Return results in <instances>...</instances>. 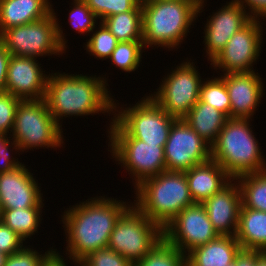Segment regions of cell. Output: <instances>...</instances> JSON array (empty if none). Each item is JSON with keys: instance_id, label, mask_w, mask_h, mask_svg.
<instances>
[{"instance_id": "277c9868", "label": "cell", "mask_w": 266, "mask_h": 266, "mask_svg": "<svg viewBox=\"0 0 266 266\" xmlns=\"http://www.w3.org/2000/svg\"><path fill=\"white\" fill-rule=\"evenodd\" d=\"M133 204L164 229L183 209L193 205L185 172L162 171L135 187Z\"/></svg>"}, {"instance_id": "30bf717a", "label": "cell", "mask_w": 266, "mask_h": 266, "mask_svg": "<svg viewBox=\"0 0 266 266\" xmlns=\"http://www.w3.org/2000/svg\"><path fill=\"white\" fill-rule=\"evenodd\" d=\"M141 99L125 109L114 100L113 120L130 137L146 142V144L165 147L171 126L176 118L167 114L150 96Z\"/></svg>"}, {"instance_id": "4fadbf2b", "label": "cell", "mask_w": 266, "mask_h": 266, "mask_svg": "<svg viewBox=\"0 0 266 266\" xmlns=\"http://www.w3.org/2000/svg\"><path fill=\"white\" fill-rule=\"evenodd\" d=\"M167 171L186 172L211 159V146L183 119H176L164 147Z\"/></svg>"}, {"instance_id": "7a4b0ae2", "label": "cell", "mask_w": 266, "mask_h": 266, "mask_svg": "<svg viewBox=\"0 0 266 266\" xmlns=\"http://www.w3.org/2000/svg\"><path fill=\"white\" fill-rule=\"evenodd\" d=\"M106 79L104 76H86L83 73H49L44 100L61 128L60 120L63 117L88 116L96 113H108L110 116L111 112L113 115L114 99L108 91Z\"/></svg>"}, {"instance_id": "ab89813d", "label": "cell", "mask_w": 266, "mask_h": 266, "mask_svg": "<svg viewBox=\"0 0 266 266\" xmlns=\"http://www.w3.org/2000/svg\"><path fill=\"white\" fill-rule=\"evenodd\" d=\"M11 54L0 41V93L6 91L7 70Z\"/></svg>"}, {"instance_id": "9a60e30c", "label": "cell", "mask_w": 266, "mask_h": 266, "mask_svg": "<svg viewBox=\"0 0 266 266\" xmlns=\"http://www.w3.org/2000/svg\"><path fill=\"white\" fill-rule=\"evenodd\" d=\"M216 11L207 19L203 32L204 50L210 62L218 56L230 38L252 19L248 11L235 0L226 2Z\"/></svg>"}, {"instance_id": "ffe728a7", "label": "cell", "mask_w": 266, "mask_h": 266, "mask_svg": "<svg viewBox=\"0 0 266 266\" xmlns=\"http://www.w3.org/2000/svg\"><path fill=\"white\" fill-rule=\"evenodd\" d=\"M185 175L191 198L195 203H203L232 179L220 164L211 159L192 167Z\"/></svg>"}, {"instance_id": "d590c367", "label": "cell", "mask_w": 266, "mask_h": 266, "mask_svg": "<svg viewBox=\"0 0 266 266\" xmlns=\"http://www.w3.org/2000/svg\"><path fill=\"white\" fill-rule=\"evenodd\" d=\"M51 250L52 248L42 255L37 250L24 246L15 253L8 255L4 266H40L41 261Z\"/></svg>"}, {"instance_id": "603a6c76", "label": "cell", "mask_w": 266, "mask_h": 266, "mask_svg": "<svg viewBox=\"0 0 266 266\" xmlns=\"http://www.w3.org/2000/svg\"><path fill=\"white\" fill-rule=\"evenodd\" d=\"M235 238L242 249L266 252V212L241 205Z\"/></svg>"}, {"instance_id": "f1b7e54d", "label": "cell", "mask_w": 266, "mask_h": 266, "mask_svg": "<svg viewBox=\"0 0 266 266\" xmlns=\"http://www.w3.org/2000/svg\"><path fill=\"white\" fill-rule=\"evenodd\" d=\"M199 100L231 118V103L225 82L217 76L201 83Z\"/></svg>"}, {"instance_id": "cb8c5ba5", "label": "cell", "mask_w": 266, "mask_h": 266, "mask_svg": "<svg viewBox=\"0 0 266 266\" xmlns=\"http://www.w3.org/2000/svg\"><path fill=\"white\" fill-rule=\"evenodd\" d=\"M229 118L211 105L198 101L183 120L212 146Z\"/></svg>"}, {"instance_id": "52a82bcc", "label": "cell", "mask_w": 266, "mask_h": 266, "mask_svg": "<svg viewBox=\"0 0 266 266\" xmlns=\"http://www.w3.org/2000/svg\"><path fill=\"white\" fill-rule=\"evenodd\" d=\"M62 130L44 99L20 100L15 112L11 139L19 145L20 152L39 147L52 150L54 147H63Z\"/></svg>"}, {"instance_id": "d6a6232c", "label": "cell", "mask_w": 266, "mask_h": 266, "mask_svg": "<svg viewBox=\"0 0 266 266\" xmlns=\"http://www.w3.org/2000/svg\"><path fill=\"white\" fill-rule=\"evenodd\" d=\"M73 7L69 11V21L73 30L78 33L84 34L96 29L98 17L90 10L87 4L83 0H73L71 4Z\"/></svg>"}, {"instance_id": "83f0119b", "label": "cell", "mask_w": 266, "mask_h": 266, "mask_svg": "<svg viewBox=\"0 0 266 266\" xmlns=\"http://www.w3.org/2000/svg\"><path fill=\"white\" fill-rule=\"evenodd\" d=\"M134 266H186V255L163 238Z\"/></svg>"}, {"instance_id": "3957f363", "label": "cell", "mask_w": 266, "mask_h": 266, "mask_svg": "<svg viewBox=\"0 0 266 266\" xmlns=\"http://www.w3.org/2000/svg\"><path fill=\"white\" fill-rule=\"evenodd\" d=\"M206 0H151L142 6L143 45L174 48L184 41ZM197 17V18H196ZM190 26V27H189ZM158 45V46H157Z\"/></svg>"}, {"instance_id": "4dcf8cb0", "label": "cell", "mask_w": 266, "mask_h": 266, "mask_svg": "<svg viewBox=\"0 0 266 266\" xmlns=\"http://www.w3.org/2000/svg\"><path fill=\"white\" fill-rule=\"evenodd\" d=\"M98 26L97 31L95 29L91 31V38L86 42L85 49L91 56L103 61L110 57L119 41L102 22L99 21Z\"/></svg>"}, {"instance_id": "484cf974", "label": "cell", "mask_w": 266, "mask_h": 266, "mask_svg": "<svg viewBox=\"0 0 266 266\" xmlns=\"http://www.w3.org/2000/svg\"><path fill=\"white\" fill-rule=\"evenodd\" d=\"M43 207L1 209V221L25 241L38 233Z\"/></svg>"}, {"instance_id": "7402d4cb", "label": "cell", "mask_w": 266, "mask_h": 266, "mask_svg": "<svg viewBox=\"0 0 266 266\" xmlns=\"http://www.w3.org/2000/svg\"><path fill=\"white\" fill-rule=\"evenodd\" d=\"M235 236H221L198 246L186 255V266H225L235 261L241 250Z\"/></svg>"}, {"instance_id": "5b68a950", "label": "cell", "mask_w": 266, "mask_h": 266, "mask_svg": "<svg viewBox=\"0 0 266 266\" xmlns=\"http://www.w3.org/2000/svg\"><path fill=\"white\" fill-rule=\"evenodd\" d=\"M251 120L229 118L211 146V160L220 164L232 179L266 170V161L253 135Z\"/></svg>"}, {"instance_id": "2e32d148", "label": "cell", "mask_w": 266, "mask_h": 266, "mask_svg": "<svg viewBox=\"0 0 266 266\" xmlns=\"http://www.w3.org/2000/svg\"><path fill=\"white\" fill-rule=\"evenodd\" d=\"M36 59L34 57L10 56L6 92L21 100L44 99L49 74H45Z\"/></svg>"}, {"instance_id": "ac0fdd59", "label": "cell", "mask_w": 266, "mask_h": 266, "mask_svg": "<svg viewBox=\"0 0 266 266\" xmlns=\"http://www.w3.org/2000/svg\"><path fill=\"white\" fill-rule=\"evenodd\" d=\"M256 71L220 75L231 103V118L252 119L265 93L262 78Z\"/></svg>"}, {"instance_id": "5bb4252c", "label": "cell", "mask_w": 266, "mask_h": 266, "mask_svg": "<svg viewBox=\"0 0 266 266\" xmlns=\"http://www.w3.org/2000/svg\"><path fill=\"white\" fill-rule=\"evenodd\" d=\"M163 234L169 244L178 248L185 255L219 236L202 203H194L183 209L163 229Z\"/></svg>"}, {"instance_id": "f35d334b", "label": "cell", "mask_w": 266, "mask_h": 266, "mask_svg": "<svg viewBox=\"0 0 266 266\" xmlns=\"http://www.w3.org/2000/svg\"><path fill=\"white\" fill-rule=\"evenodd\" d=\"M239 2L245 9L248 7V14L252 18H261L266 12V0H235Z\"/></svg>"}, {"instance_id": "f546056e", "label": "cell", "mask_w": 266, "mask_h": 266, "mask_svg": "<svg viewBox=\"0 0 266 266\" xmlns=\"http://www.w3.org/2000/svg\"><path fill=\"white\" fill-rule=\"evenodd\" d=\"M143 41L119 42L108 59L111 64L124 72H134L142 61Z\"/></svg>"}, {"instance_id": "e0dca14e", "label": "cell", "mask_w": 266, "mask_h": 266, "mask_svg": "<svg viewBox=\"0 0 266 266\" xmlns=\"http://www.w3.org/2000/svg\"><path fill=\"white\" fill-rule=\"evenodd\" d=\"M25 164L0 174V208L43 207V194Z\"/></svg>"}, {"instance_id": "8992f818", "label": "cell", "mask_w": 266, "mask_h": 266, "mask_svg": "<svg viewBox=\"0 0 266 266\" xmlns=\"http://www.w3.org/2000/svg\"><path fill=\"white\" fill-rule=\"evenodd\" d=\"M56 17L52 8V12L41 20L5 30L0 35V41L15 56H62L68 46Z\"/></svg>"}, {"instance_id": "7bdbcfd3", "label": "cell", "mask_w": 266, "mask_h": 266, "mask_svg": "<svg viewBox=\"0 0 266 266\" xmlns=\"http://www.w3.org/2000/svg\"><path fill=\"white\" fill-rule=\"evenodd\" d=\"M257 266H266V252L257 250Z\"/></svg>"}, {"instance_id": "44dd1931", "label": "cell", "mask_w": 266, "mask_h": 266, "mask_svg": "<svg viewBox=\"0 0 266 266\" xmlns=\"http://www.w3.org/2000/svg\"><path fill=\"white\" fill-rule=\"evenodd\" d=\"M50 0H0V35L7 29L36 22L52 12Z\"/></svg>"}, {"instance_id": "f6af8a7d", "label": "cell", "mask_w": 266, "mask_h": 266, "mask_svg": "<svg viewBox=\"0 0 266 266\" xmlns=\"http://www.w3.org/2000/svg\"><path fill=\"white\" fill-rule=\"evenodd\" d=\"M140 5H143L151 0H136Z\"/></svg>"}, {"instance_id": "d4e9b609", "label": "cell", "mask_w": 266, "mask_h": 266, "mask_svg": "<svg viewBox=\"0 0 266 266\" xmlns=\"http://www.w3.org/2000/svg\"><path fill=\"white\" fill-rule=\"evenodd\" d=\"M119 42L143 41L142 9H132L101 21Z\"/></svg>"}, {"instance_id": "6da1fadb", "label": "cell", "mask_w": 266, "mask_h": 266, "mask_svg": "<svg viewBox=\"0 0 266 266\" xmlns=\"http://www.w3.org/2000/svg\"><path fill=\"white\" fill-rule=\"evenodd\" d=\"M103 196L92 197L64 210L66 255L75 266L89 253L108 247L114 225L132 204ZM75 262V263H74Z\"/></svg>"}, {"instance_id": "836d02e7", "label": "cell", "mask_w": 266, "mask_h": 266, "mask_svg": "<svg viewBox=\"0 0 266 266\" xmlns=\"http://www.w3.org/2000/svg\"><path fill=\"white\" fill-rule=\"evenodd\" d=\"M79 266H134L128 259L109 247L89 253L79 262Z\"/></svg>"}, {"instance_id": "8fae6325", "label": "cell", "mask_w": 266, "mask_h": 266, "mask_svg": "<svg viewBox=\"0 0 266 266\" xmlns=\"http://www.w3.org/2000/svg\"><path fill=\"white\" fill-rule=\"evenodd\" d=\"M186 60L163 77L157 92L149 94L167 114L176 119H183L199 101L203 82L195 63Z\"/></svg>"}, {"instance_id": "4316f807", "label": "cell", "mask_w": 266, "mask_h": 266, "mask_svg": "<svg viewBox=\"0 0 266 266\" xmlns=\"http://www.w3.org/2000/svg\"><path fill=\"white\" fill-rule=\"evenodd\" d=\"M235 179L241 191L242 206L266 212V170Z\"/></svg>"}, {"instance_id": "60d3db41", "label": "cell", "mask_w": 266, "mask_h": 266, "mask_svg": "<svg viewBox=\"0 0 266 266\" xmlns=\"http://www.w3.org/2000/svg\"><path fill=\"white\" fill-rule=\"evenodd\" d=\"M235 262L236 266H257V250L241 249Z\"/></svg>"}, {"instance_id": "1f68e13d", "label": "cell", "mask_w": 266, "mask_h": 266, "mask_svg": "<svg viewBox=\"0 0 266 266\" xmlns=\"http://www.w3.org/2000/svg\"><path fill=\"white\" fill-rule=\"evenodd\" d=\"M100 22L112 15L142 9L136 0H83Z\"/></svg>"}, {"instance_id": "ee69618b", "label": "cell", "mask_w": 266, "mask_h": 266, "mask_svg": "<svg viewBox=\"0 0 266 266\" xmlns=\"http://www.w3.org/2000/svg\"><path fill=\"white\" fill-rule=\"evenodd\" d=\"M7 254L0 252V266H4L6 259H7Z\"/></svg>"}, {"instance_id": "c3c4849f", "label": "cell", "mask_w": 266, "mask_h": 266, "mask_svg": "<svg viewBox=\"0 0 266 266\" xmlns=\"http://www.w3.org/2000/svg\"><path fill=\"white\" fill-rule=\"evenodd\" d=\"M1 214H2V211H1V208H0V221H1Z\"/></svg>"}, {"instance_id": "74e56055", "label": "cell", "mask_w": 266, "mask_h": 266, "mask_svg": "<svg viewBox=\"0 0 266 266\" xmlns=\"http://www.w3.org/2000/svg\"><path fill=\"white\" fill-rule=\"evenodd\" d=\"M23 243V238L0 221V252L10 255L22 249Z\"/></svg>"}, {"instance_id": "bcb514c9", "label": "cell", "mask_w": 266, "mask_h": 266, "mask_svg": "<svg viewBox=\"0 0 266 266\" xmlns=\"http://www.w3.org/2000/svg\"><path fill=\"white\" fill-rule=\"evenodd\" d=\"M225 266H236V262L233 261V262H231V263H229L228 265H225Z\"/></svg>"}, {"instance_id": "b9f144b4", "label": "cell", "mask_w": 266, "mask_h": 266, "mask_svg": "<svg viewBox=\"0 0 266 266\" xmlns=\"http://www.w3.org/2000/svg\"><path fill=\"white\" fill-rule=\"evenodd\" d=\"M57 249H52L41 261L40 266H67L64 257L56 251Z\"/></svg>"}, {"instance_id": "8d00e7d4", "label": "cell", "mask_w": 266, "mask_h": 266, "mask_svg": "<svg viewBox=\"0 0 266 266\" xmlns=\"http://www.w3.org/2000/svg\"><path fill=\"white\" fill-rule=\"evenodd\" d=\"M10 138L11 135H9V137L7 134L0 135V174L14 170L16 167L23 165L18 161V158L15 159L10 157V151L16 150L19 152L20 150L19 145ZM10 147H12V149Z\"/></svg>"}, {"instance_id": "7c38bea8", "label": "cell", "mask_w": 266, "mask_h": 266, "mask_svg": "<svg viewBox=\"0 0 266 266\" xmlns=\"http://www.w3.org/2000/svg\"><path fill=\"white\" fill-rule=\"evenodd\" d=\"M259 20L252 18L230 38L210 63L216 71L222 69L223 74L255 71L252 66L259 59L263 44V22Z\"/></svg>"}, {"instance_id": "9c48e42d", "label": "cell", "mask_w": 266, "mask_h": 266, "mask_svg": "<svg viewBox=\"0 0 266 266\" xmlns=\"http://www.w3.org/2000/svg\"><path fill=\"white\" fill-rule=\"evenodd\" d=\"M163 238V229L132 203L116 221L108 247L134 265Z\"/></svg>"}, {"instance_id": "e575fe53", "label": "cell", "mask_w": 266, "mask_h": 266, "mask_svg": "<svg viewBox=\"0 0 266 266\" xmlns=\"http://www.w3.org/2000/svg\"><path fill=\"white\" fill-rule=\"evenodd\" d=\"M20 98L15 97L9 92L0 93V133L11 135L15 112L20 102ZM10 131V133H9Z\"/></svg>"}, {"instance_id": "7dc6e473", "label": "cell", "mask_w": 266, "mask_h": 266, "mask_svg": "<svg viewBox=\"0 0 266 266\" xmlns=\"http://www.w3.org/2000/svg\"><path fill=\"white\" fill-rule=\"evenodd\" d=\"M261 17H262L261 19H264L265 20L264 17H266V12Z\"/></svg>"}, {"instance_id": "d6986e66", "label": "cell", "mask_w": 266, "mask_h": 266, "mask_svg": "<svg viewBox=\"0 0 266 266\" xmlns=\"http://www.w3.org/2000/svg\"><path fill=\"white\" fill-rule=\"evenodd\" d=\"M202 204L207 211L213 228L219 235H236L239 212L242 205L241 191L236 179H231L223 188Z\"/></svg>"}, {"instance_id": "ba28073f", "label": "cell", "mask_w": 266, "mask_h": 266, "mask_svg": "<svg viewBox=\"0 0 266 266\" xmlns=\"http://www.w3.org/2000/svg\"><path fill=\"white\" fill-rule=\"evenodd\" d=\"M109 124L108 140L112 158L127 170L134 187L166 170L164 147L146 144L130 137L114 120ZM111 142V143H110Z\"/></svg>"}]
</instances>
